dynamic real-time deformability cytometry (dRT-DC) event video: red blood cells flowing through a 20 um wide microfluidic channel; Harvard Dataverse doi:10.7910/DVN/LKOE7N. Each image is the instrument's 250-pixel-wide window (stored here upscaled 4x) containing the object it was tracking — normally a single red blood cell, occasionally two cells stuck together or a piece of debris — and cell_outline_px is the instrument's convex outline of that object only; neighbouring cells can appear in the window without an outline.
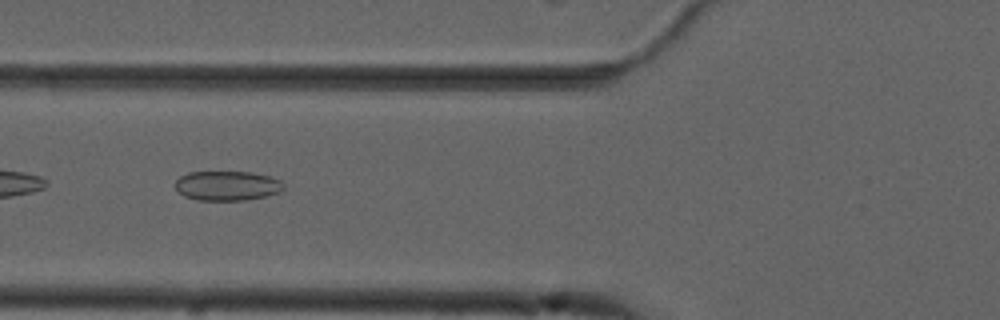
{"species": "common noctule bat (a hibernating species)", "species_latin": "Nyctalus noctula", "temperature_condition": "cold", "stored_images_in_passage": 55, "camera_frame_rate_fps": 3000, "um_per_image_px": 0.085, "animal": {"sex": "male", "forearm_length_mm": 52.5}, "frame": {"image": 1, "passage_image": 21, "time_ms": 6.667, "image_size_px": [1000, 320], "cell_outline_px": [[284, 188], [280, 192], [268, 196], [244, 200], [196, 200], [184, 196], [172, 184], [180, 176], [188, 172], [252, 172], [272, 176], [280, 180], [284, 184]], "centroid_in_image_um": [19.32, 15.78], "position_along_channel_um": 106.5, "area_um2": 18.96}}
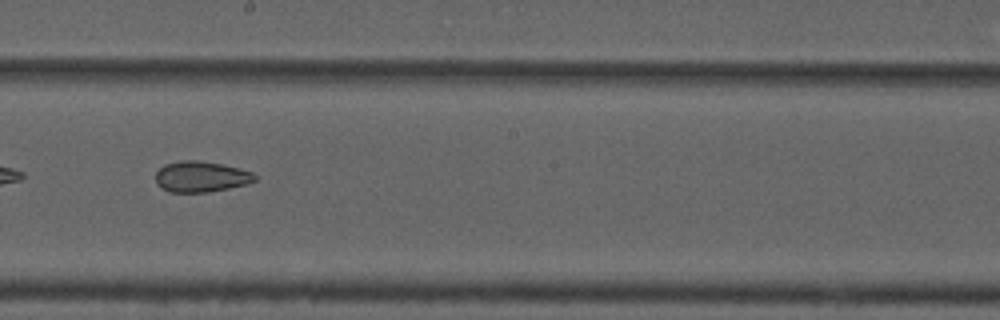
{"frame": {"image": 2, "passage_image": 31, "time_ms": 10.0, "image_size_px": [1000, 320], "cell_outline_px": [[256, 180], [248, 184], [208, 192], [168, 192], [160, 188], [156, 184], [156, 172], [164, 164], [180, 160], [196, 160], [220, 164], [252, 172], [256, 176]], "centroid_in_image_um": [17.04, 15.02], "position_along_channel_um": 231.2, "area_um2": 17.8}}
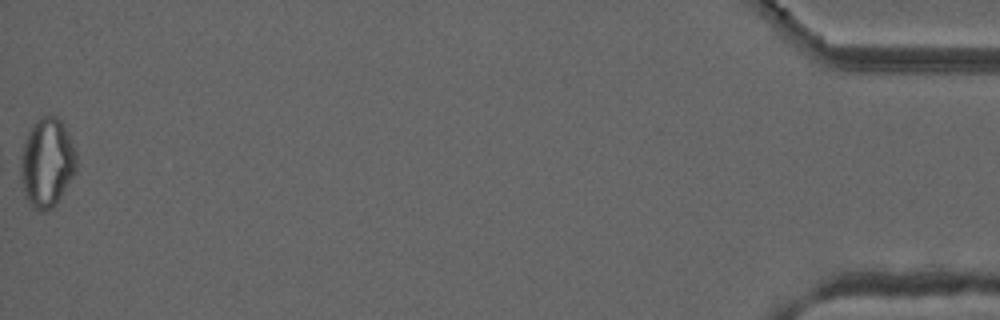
{"frame": {"image": 3, "passage_image": 55, "time_ms": 18.0, "image_size_px": [1000, 320], "cell_outline_px": [[76, 172], [56, 204], [52, 208], [44, 212], [36, 212], [32, 208], [24, 192], [20, 172], [20, 156], [28, 132], [40, 116], [56, 116], [60, 120], [76, 152]], "centroid_in_image_um": [3.98, 13.87], "position_along_channel_um": 431.2, "area_um2": 28.78}, "authors_computed_cell_mechanics": {"area_um2": 22.5998, "velocity_mm_per_s": 3.7401, "shape_relaxation_time_tau1_ms": null, "shape_relaxation_time_tau2_ms": 3.3892, "deformation_change_tau1": null, "deformation_change_tau2": 0.0989}}